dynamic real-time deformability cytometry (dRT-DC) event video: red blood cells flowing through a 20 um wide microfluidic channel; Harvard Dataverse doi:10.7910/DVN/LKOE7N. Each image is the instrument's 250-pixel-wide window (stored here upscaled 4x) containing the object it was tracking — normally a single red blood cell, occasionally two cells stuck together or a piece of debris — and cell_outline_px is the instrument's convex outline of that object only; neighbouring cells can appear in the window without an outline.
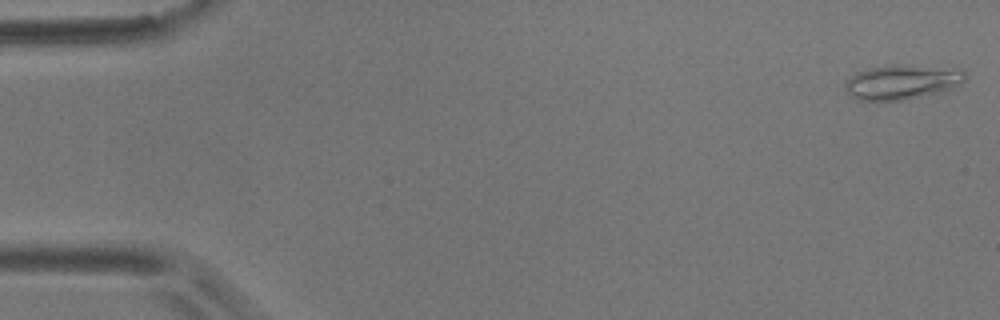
{"species": "common noctule bat (a hibernating species)", "species_latin": "Nyctalus noctula", "temperature_condition": "room temperature", "stored_images_in_passage": 56, "camera_frame_rate_fps": 3000, "um_per_image_px": 0.085, "animal": {"sex": "male", "body_mass_g": 17.9}, "frame": {"image": 1, "passage_image": 1, "time_ms": 0.0, "image_size_px": [1000, 320], "cell_outline_px": [[968, 76], [960, 84], [952, 88], [936, 92], [900, 100], [856, 100], [844, 88], [844, 80], [856, 72], [868, 68], [892, 64], [908, 64], [964, 68]], "centroid_in_image_um": [76.68, 6.92], "position_along_channel_um": 8.3, "area_um2": 24.62}}
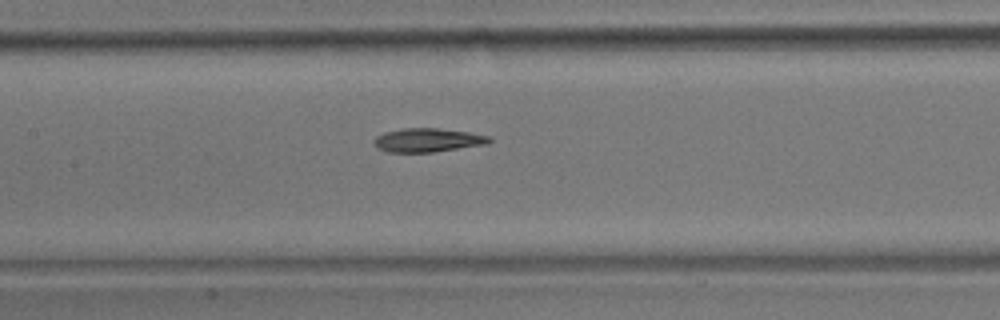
{"frame": {"image": 2, "passage_image": 26, "time_ms": 8.333, "image_size_px": [1000, 320], "cell_outline_px": [[492, 140], [488, 144], [432, 152], [388, 152], [376, 148], [372, 140], [376, 136], [384, 132], [404, 128], [436, 128], [468, 132], [488, 136]], "centroid_in_image_um": [36.31, 11.91], "position_along_channel_um": 171.1, "area_um2": 15.95}}
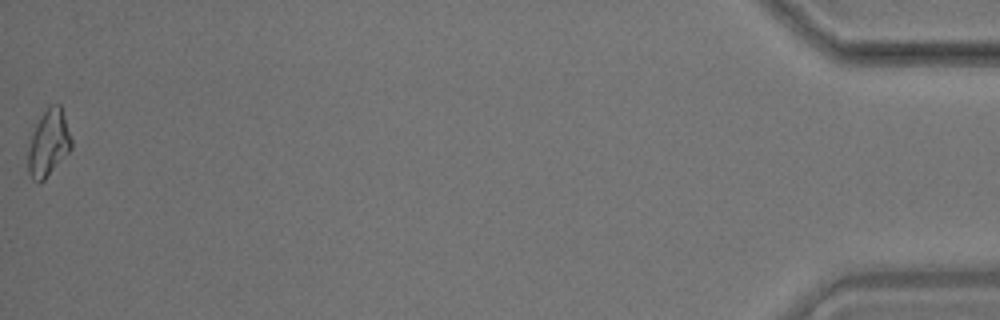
{"frame": {"image": 3, "passage_image": 56, "time_ms": 18.333, "image_size_px": [1000, 320], "cell_outline_px": [[72, 148], [44, 180], [40, 184], [32, 180], [28, 172], [28, 148], [32, 132], [36, 124], [48, 104], [60, 104], [72, 140]], "centroid_in_image_um": [4.11, 12.17], "position_along_channel_um": 431.1, "area_um2": 16.82}, "authors_computed_cell_mechanics": {"area_um2": 16.4152, "velocity_mm_per_s": 3.5643, "shape_relaxation_time_tau1_ms": 7.4779, "shape_relaxation_time_tau2_ms": 4.8736, "deformation_change_tau1": 0.2075, "deformation_change_tau2": 0.1349}}